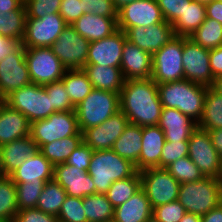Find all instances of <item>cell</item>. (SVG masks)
Here are the masks:
<instances>
[{"label":"cell","mask_w":222,"mask_h":222,"mask_svg":"<svg viewBox=\"0 0 222 222\" xmlns=\"http://www.w3.org/2000/svg\"><path fill=\"white\" fill-rule=\"evenodd\" d=\"M119 101L120 111L129 123L141 127L158 125L163 107L157 84L151 78L125 80Z\"/></svg>","instance_id":"1"},{"label":"cell","mask_w":222,"mask_h":222,"mask_svg":"<svg viewBox=\"0 0 222 222\" xmlns=\"http://www.w3.org/2000/svg\"><path fill=\"white\" fill-rule=\"evenodd\" d=\"M163 108H175L196 123L200 120L208 87L187 79L157 84Z\"/></svg>","instance_id":"2"},{"label":"cell","mask_w":222,"mask_h":222,"mask_svg":"<svg viewBox=\"0 0 222 222\" xmlns=\"http://www.w3.org/2000/svg\"><path fill=\"white\" fill-rule=\"evenodd\" d=\"M87 172L94 182L95 194H105L113 182L132 177L137 170L130 161L108 149L93 151Z\"/></svg>","instance_id":"3"},{"label":"cell","mask_w":222,"mask_h":222,"mask_svg":"<svg viewBox=\"0 0 222 222\" xmlns=\"http://www.w3.org/2000/svg\"><path fill=\"white\" fill-rule=\"evenodd\" d=\"M177 200L187 212L203 216L222 203V178L203 177L182 183Z\"/></svg>","instance_id":"4"},{"label":"cell","mask_w":222,"mask_h":222,"mask_svg":"<svg viewBox=\"0 0 222 222\" xmlns=\"http://www.w3.org/2000/svg\"><path fill=\"white\" fill-rule=\"evenodd\" d=\"M120 111L119 93L93 89L84 100L75 107L79 130L101 125Z\"/></svg>","instance_id":"5"},{"label":"cell","mask_w":222,"mask_h":222,"mask_svg":"<svg viewBox=\"0 0 222 222\" xmlns=\"http://www.w3.org/2000/svg\"><path fill=\"white\" fill-rule=\"evenodd\" d=\"M2 101L25 115L30 123L46 119L55 112L45 88L35 83L11 92Z\"/></svg>","instance_id":"6"},{"label":"cell","mask_w":222,"mask_h":222,"mask_svg":"<svg viewBox=\"0 0 222 222\" xmlns=\"http://www.w3.org/2000/svg\"><path fill=\"white\" fill-rule=\"evenodd\" d=\"M74 135H83L75 110L54 112L46 119L32 122L30 127V136L38 149L44 144Z\"/></svg>","instance_id":"7"},{"label":"cell","mask_w":222,"mask_h":222,"mask_svg":"<svg viewBox=\"0 0 222 222\" xmlns=\"http://www.w3.org/2000/svg\"><path fill=\"white\" fill-rule=\"evenodd\" d=\"M183 36H175L152 55V76L156 84L183 80Z\"/></svg>","instance_id":"8"},{"label":"cell","mask_w":222,"mask_h":222,"mask_svg":"<svg viewBox=\"0 0 222 222\" xmlns=\"http://www.w3.org/2000/svg\"><path fill=\"white\" fill-rule=\"evenodd\" d=\"M141 189L152 208L178 199L180 183L165 168H147L139 171Z\"/></svg>","instance_id":"9"},{"label":"cell","mask_w":222,"mask_h":222,"mask_svg":"<svg viewBox=\"0 0 222 222\" xmlns=\"http://www.w3.org/2000/svg\"><path fill=\"white\" fill-rule=\"evenodd\" d=\"M31 83L44 86L62 79L66 68L51 47L25 48Z\"/></svg>","instance_id":"10"},{"label":"cell","mask_w":222,"mask_h":222,"mask_svg":"<svg viewBox=\"0 0 222 222\" xmlns=\"http://www.w3.org/2000/svg\"><path fill=\"white\" fill-rule=\"evenodd\" d=\"M188 156L204 177L222 178V159L207 130L197 127L188 140Z\"/></svg>","instance_id":"11"},{"label":"cell","mask_w":222,"mask_h":222,"mask_svg":"<svg viewBox=\"0 0 222 222\" xmlns=\"http://www.w3.org/2000/svg\"><path fill=\"white\" fill-rule=\"evenodd\" d=\"M210 49L203 48L189 37H183L184 78L192 83L212 87L214 77L210 68Z\"/></svg>","instance_id":"12"},{"label":"cell","mask_w":222,"mask_h":222,"mask_svg":"<svg viewBox=\"0 0 222 222\" xmlns=\"http://www.w3.org/2000/svg\"><path fill=\"white\" fill-rule=\"evenodd\" d=\"M90 42L67 25L51 49L66 69H83L87 64Z\"/></svg>","instance_id":"13"},{"label":"cell","mask_w":222,"mask_h":222,"mask_svg":"<svg viewBox=\"0 0 222 222\" xmlns=\"http://www.w3.org/2000/svg\"><path fill=\"white\" fill-rule=\"evenodd\" d=\"M67 26L59 13L41 18H26L24 48L51 47Z\"/></svg>","instance_id":"14"},{"label":"cell","mask_w":222,"mask_h":222,"mask_svg":"<svg viewBox=\"0 0 222 222\" xmlns=\"http://www.w3.org/2000/svg\"><path fill=\"white\" fill-rule=\"evenodd\" d=\"M30 83L25 48L21 44L13 53L0 60V100Z\"/></svg>","instance_id":"15"},{"label":"cell","mask_w":222,"mask_h":222,"mask_svg":"<svg viewBox=\"0 0 222 222\" xmlns=\"http://www.w3.org/2000/svg\"><path fill=\"white\" fill-rule=\"evenodd\" d=\"M164 21L156 0H138L128 3L117 12L119 30L144 26L148 27Z\"/></svg>","instance_id":"16"},{"label":"cell","mask_w":222,"mask_h":222,"mask_svg":"<svg viewBox=\"0 0 222 222\" xmlns=\"http://www.w3.org/2000/svg\"><path fill=\"white\" fill-rule=\"evenodd\" d=\"M128 124V118L122 111H118L101 125L86 129L83 132V142L93 151L112 149Z\"/></svg>","instance_id":"17"},{"label":"cell","mask_w":222,"mask_h":222,"mask_svg":"<svg viewBox=\"0 0 222 222\" xmlns=\"http://www.w3.org/2000/svg\"><path fill=\"white\" fill-rule=\"evenodd\" d=\"M125 34L129 42L137 45L140 49L147 51L151 55L160 50L176 36L172 24L165 20L148 27L137 26L128 28Z\"/></svg>","instance_id":"18"},{"label":"cell","mask_w":222,"mask_h":222,"mask_svg":"<svg viewBox=\"0 0 222 222\" xmlns=\"http://www.w3.org/2000/svg\"><path fill=\"white\" fill-rule=\"evenodd\" d=\"M126 40L125 32L118 29L109 37L90 42L87 64L120 68Z\"/></svg>","instance_id":"19"},{"label":"cell","mask_w":222,"mask_h":222,"mask_svg":"<svg viewBox=\"0 0 222 222\" xmlns=\"http://www.w3.org/2000/svg\"><path fill=\"white\" fill-rule=\"evenodd\" d=\"M53 179L65 189L68 196L83 199L95 194V185L91 175L75 166L66 163L54 166Z\"/></svg>","instance_id":"20"},{"label":"cell","mask_w":222,"mask_h":222,"mask_svg":"<svg viewBox=\"0 0 222 222\" xmlns=\"http://www.w3.org/2000/svg\"><path fill=\"white\" fill-rule=\"evenodd\" d=\"M120 68L125 80L149 79L152 76V55L126 40Z\"/></svg>","instance_id":"21"},{"label":"cell","mask_w":222,"mask_h":222,"mask_svg":"<svg viewBox=\"0 0 222 222\" xmlns=\"http://www.w3.org/2000/svg\"><path fill=\"white\" fill-rule=\"evenodd\" d=\"M158 126L164 131L165 141H188L197 123L175 108H162Z\"/></svg>","instance_id":"22"},{"label":"cell","mask_w":222,"mask_h":222,"mask_svg":"<svg viewBox=\"0 0 222 222\" xmlns=\"http://www.w3.org/2000/svg\"><path fill=\"white\" fill-rule=\"evenodd\" d=\"M39 149L31 136L0 146V175H10Z\"/></svg>","instance_id":"23"},{"label":"cell","mask_w":222,"mask_h":222,"mask_svg":"<svg viewBox=\"0 0 222 222\" xmlns=\"http://www.w3.org/2000/svg\"><path fill=\"white\" fill-rule=\"evenodd\" d=\"M54 166L38 150L9 176L14 183H46L53 180Z\"/></svg>","instance_id":"24"},{"label":"cell","mask_w":222,"mask_h":222,"mask_svg":"<svg viewBox=\"0 0 222 222\" xmlns=\"http://www.w3.org/2000/svg\"><path fill=\"white\" fill-rule=\"evenodd\" d=\"M142 149L135 168H160V156L165 143L164 131L158 126L142 127Z\"/></svg>","instance_id":"25"},{"label":"cell","mask_w":222,"mask_h":222,"mask_svg":"<svg viewBox=\"0 0 222 222\" xmlns=\"http://www.w3.org/2000/svg\"><path fill=\"white\" fill-rule=\"evenodd\" d=\"M30 127L25 115L0 100V146L29 136Z\"/></svg>","instance_id":"26"},{"label":"cell","mask_w":222,"mask_h":222,"mask_svg":"<svg viewBox=\"0 0 222 222\" xmlns=\"http://www.w3.org/2000/svg\"><path fill=\"white\" fill-rule=\"evenodd\" d=\"M74 30L89 42L111 36L118 30L117 18L83 14L72 25Z\"/></svg>","instance_id":"27"},{"label":"cell","mask_w":222,"mask_h":222,"mask_svg":"<svg viewBox=\"0 0 222 222\" xmlns=\"http://www.w3.org/2000/svg\"><path fill=\"white\" fill-rule=\"evenodd\" d=\"M153 217V208L144 191L140 189L125 203L114 208L115 222H147Z\"/></svg>","instance_id":"28"},{"label":"cell","mask_w":222,"mask_h":222,"mask_svg":"<svg viewBox=\"0 0 222 222\" xmlns=\"http://www.w3.org/2000/svg\"><path fill=\"white\" fill-rule=\"evenodd\" d=\"M83 70L86 72L94 89L120 94L125 83L121 68L86 64Z\"/></svg>","instance_id":"29"},{"label":"cell","mask_w":222,"mask_h":222,"mask_svg":"<svg viewBox=\"0 0 222 222\" xmlns=\"http://www.w3.org/2000/svg\"><path fill=\"white\" fill-rule=\"evenodd\" d=\"M142 127L129 123L122 135L114 142L112 150L136 165L142 149Z\"/></svg>","instance_id":"30"},{"label":"cell","mask_w":222,"mask_h":222,"mask_svg":"<svg viewBox=\"0 0 222 222\" xmlns=\"http://www.w3.org/2000/svg\"><path fill=\"white\" fill-rule=\"evenodd\" d=\"M206 19V6L192 0L173 24L176 36L190 37Z\"/></svg>","instance_id":"31"},{"label":"cell","mask_w":222,"mask_h":222,"mask_svg":"<svg viewBox=\"0 0 222 222\" xmlns=\"http://www.w3.org/2000/svg\"><path fill=\"white\" fill-rule=\"evenodd\" d=\"M61 80L74 107L94 89L83 69H66Z\"/></svg>","instance_id":"32"},{"label":"cell","mask_w":222,"mask_h":222,"mask_svg":"<svg viewBox=\"0 0 222 222\" xmlns=\"http://www.w3.org/2000/svg\"><path fill=\"white\" fill-rule=\"evenodd\" d=\"M82 141L83 135L68 136L61 140L42 145L39 151L53 166H56L65 163Z\"/></svg>","instance_id":"33"},{"label":"cell","mask_w":222,"mask_h":222,"mask_svg":"<svg viewBox=\"0 0 222 222\" xmlns=\"http://www.w3.org/2000/svg\"><path fill=\"white\" fill-rule=\"evenodd\" d=\"M197 126L204 130L222 128V95L209 87L205 95L204 107Z\"/></svg>","instance_id":"34"},{"label":"cell","mask_w":222,"mask_h":222,"mask_svg":"<svg viewBox=\"0 0 222 222\" xmlns=\"http://www.w3.org/2000/svg\"><path fill=\"white\" fill-rule=\"evenodd\" d=\"M27 12L23 2L16 10L0 12V34L22 42L25 35Z\"/></svg>","instance_id":"35"},{"label":"cell","mask_w":222,"mask_h":222,"mask_svg":"<svg viewBox=\"0 0 222 222\" xmlns=\"http://www.w3.org/2000/svg\"><path fill=\"white\" fill-rule=\"evenodd\" d=\"M87 222H108L113 220L114 207L106 194H93L83 198Z\"/></svg>","instance_id":"36"},{"label":"cell","mask_w":222,"mask_h":222,"mask_svg":"<svg viewBox=\"0 0 222 222\" xmlns=\"http://www.w3.org/2000/svg\"><path fill=\"white\" fill-rule=\"evenodd\" d=\"M67 194L64 188L54 179L44 184L36 208L44 213L58 216Z\"/></svg>","instance_id":"37"},{"label":"cell","mask_w":222,"mask_h":222,"mask_svg":"<svg viewBox=\"0 0 222 222\" xmlns=\"http://www.w3.org/2000/svg\"><path fill=\"white\" fill-rule=\"evenodd\" d=\"M140 189L141 176L139 171H137L132 177L113 182L105 194L112 206L115 208L125 203Z\"/></svg>","instance_id":"38"},{"label":"cell","mask_w":222,"mask_h":222,"mask_svg":"<svg viewBox=\"0 0 222 222\" xmlns=\"http://www.w3.org/2000/svg\"><path fill=\"white\" fill-rule=\"evenodd\" d=\"M16 186L8 175H0V222H12L18 212Z\"/></svg>","instance_id":"39"},{"label":"cell","mask_w":222,"mask_h":222,"mask_svg":"<svg viewBox=\"0 0 222 222\" xmlns=\"http://www.w3.org/2000/svg\"><path fill=\"white\" fill-rule=\"evenodd\" d=\"M189 38L203 48H217L222 45V24L214 19L206 18Z\"/></svg>","instance_id":"40"},{"label":"cell","mask_w":222,"mask_h":222,"mask_svg":"<svg viewBox=\"0 0 222 222\" xmlns=\"http://www.w3.org/2000/svg\"><path fill=\"white\" fill-rule=\"evenodd\" d=\"M180 184L201 180L204 175L189 156L180 158L165 168Z\"/></svg>","instance_id":"41"},{"label":"cell","mask_w":222,"mask_h":222,"mask_svg":"<svg viewBox=\"0 0 222 222\" xmlns=\"http://www.w3.org/2000/svg\"><path fill=\"white\" fill-rule=\"evenodd\" d=\"M18 210L36 208L45 183H14Z\"/></svg>","instance_id":"42"},{"label":"cell","mask_w":222,"mask_h":222,"mask_svg":"<svg viewBox=\"0 0 222 222\" xmlns=\"http://www.w3.org/2000/svg\"><path fill=\"white\" fill-rule=\"evenodd\" d=\"M43 87L48 94V98H50L51 109L55 112L75 110L62 80L46 84Z\"/></svg>","instance_id":"43"},{"label":"cell","mask_w":222,"mask_h":222,"mask_svg":"<svg viewBox=\"0 0 222 222\" xmlns=\"http://www.w3.org/2000/svg\"><path fill=\"white\" fill-rule=\"evenodd\" d=\"M57 217L59 222H87L83 199L67 195Z\"/></svg>","instance_id":"44"},{"label":"cell","mask_w":222,"mask_h":222,"mask_svg":"<svg viewBox=\"0 0 222 222\" xmlns=\"http://www.w3.org/2000/svg\"><path fill=\"white\" fill-rule=\"evenodd\" d=\"M62 0H24L27 18H41L59 13Z\"/></svg>","instance_id":"45"},{"label":"cell","mask_w":222,"mask_h":222,"mask_svg":"<svg viewBox=\"0 0 222 222\" xmlns=\"http://www.w3.org/2000/svg\"><path fill=\"white\" fill-rule=\"evenodd\" d=\"M186 213L178 200L153 208V217L159 222H180Z\"/></svg>","instance_id":"46"},{"label":"cell","mask_w":222,"mask_h":222,"mask_svg":"<svg viewBox=\"0 0 222 222\" xmlns=\"http://www.w3.org/2000/svg\"><path fill=\"white\" fill-rule=\"evenodd\" d=\"M188 141H165L160 156V168H166L176 160L188 156Z\"/></svg>","instance_id":"47"},{"label":"cell","mask_w":222,"mask_h":222,"mask_svg":"<svg viewBox=\"0 0 222 222\" xmlns=\"http://www.w3.org/2000/svg\"><path fill=\"white\" fill-rule=\"evenodd\" d=\"M165 21L173 24L192 0H156Z\"/></svg>","instance_id":"48"},{"label":"cell","mask_w":222,"mask_h":222,"mask_svg":"<svg viewBox=\"0 0 222 222\" xmlns=\"http://www.w3.org/2000/svg\"><path fill=\"white\" fill-rule=\"evenodd\" d=\"M84 14L117 18L112 0H80Z\"/></svg>","instance_id":"49"},{"label":"cell","mask_w":222,"mask_h":222,"mask_svg":"<svg viewBox=\"0 0 222 222\" xmlns=\"http://www.w3.org/2000/svg\"><path fill=\"white\" fill-rule=\"evenodd\" d=\"M92 155L93 150L82 141L65 163L80 170L88 171Z\"/></svg>","instance_id":"50"},{"label":"cell","mask_w":222,"mask_h":222,"mask_svg":"<svg viewBox=\"0 0 222 222\" xmlns=\"http://www.w3.org/2000/svg\"><path fill=\"white\" fill-rule=\"evenodd\" d=\"M12 222H59L58 217L37 208L18 210Z\"/></svg>","instance_id":"51"},{"label":"cell","mask_w":222,"mask_h":222,"mask_svg":"<svg viewBox=\"0 0 222 222\" xmlns=\"http://www.w3.org/2000/svg\"><path fill=\"white\" fill-rule=\"evenodd\" d=\"M59 14L67 25H72L84 14L80 0H62Z\"/></svg>","instance_id":"52"},{"label":"cell","mask_w":222,"mask_h":222,"mask_svg":"<svg viewBox=\"0 0 222 222\" xmlns=\"http://www.w3.org/2000/svg\"><path fill=\"white\" fill-rule=\"evenodd\" d=\"M210 68L214 79L222 76V45L217 48L210 49Z\"/></svg>","instance_id":"53"},{"label":"cell","mask_w":222,"mask_h":222,"mask_svg":"<svg viewBox=\"0 0 222 222\" xmlns=\"http://www.w3.org/2000/svg\"><path fill=\"white\" fill-rule=\"evenodd\" d=\"M22 44L19 40H13L0 34V60L13 53Z\"/></svg>","instance_id":"54"},{"label":"cell","mask_w":222,"mask_h":222,"mask_svg":"<svg viewBox=\"0 0 222 222\" xmlns=\"http://www.w3.org/2000/svg\"><path fill=\"white\" fill-rule=\"evenodd\" d=\"M206 6V18H211L222 24V1L213 0Z\"/></svg>","instance_id":"55"},{"label":"cell","mask_w":222,"mask_h":222,"mask_svg":"<svg viewBox=\"0 0 222 222\" xmlns=\"http://www.w3.org/2000/svg\"><path fill=\"white\" fill-rule=\"evenodd\" d=\"M201 222H222V203L201 216Z\"/></svg>","instance_id":"56"},{"label":"cell","mask_w":222,"mask_h":222,"mask_svg":"<svg viewBox=\"0 0 222 222\" xmlns=\"http://www.w3.org/2000/svg\"><path fill=\"white\" fill-rule=\"evenodd\" d=\"M210 134L212 145L222 159V128L208 130Z\"/></svg>","instance_id":"57"},{"label":"cell","mask_w":222,"mask_h":222,"mask_svg":"<svg viewBox=\"0 0 222 222\" xmlns=\"http://www.w3.org/2000/svg\"><path fill=\"white\" fill-rule=\"evenodd\" d=\"M24 0H0V12H11L16 10Z\"/></svg>","instance_id":"58"},{"label":"cell","mask_w":222,"mask_h":222,"mask_svg":"<svg viewBox=\"0 0 222 222\" xmlns=\"http://www.w3.org/2000/svg\"><path fill=\"white\" fill-rule=\"evenodd\" d=\"M180 222H201V216L187 212Z\"/></svg>","instance_id":"59"},{"label":"cell","mask_w":222,"mask_h":222,"mask_svg":"<svg viewBox=\"0 0 222 222\" xmlns=\"http://www.w3.org/2000/svg\"><path fill=\"white\" fill-rule=\"evenodd\" d=\"M133 1L138 0H112L114 9L118 12L120 9H122L124 6H126L128 3H131Z\"/></svg>","instance_id":"60"},{"label":"cell","mask_w":222,"mask_h":222,"mask_svg":"<svg viewBox=\"0 0 222 222\" xmlns=\"http://www.w3.org/2000/svg\"><path fill=\"white\" fill-rule=\"evenodd\" d=\"M212 88L218 92L220 95H222V76L215 79L214 84Z\"/></svg>","instance_id":"61"},{"label":"cell","mask_w":222,"mask_h":222,"mask_svg":"<svg viewBox=\"0 0 222 222\" xmlns=\"http://www.w3.org/2000/svg\"><path fill=\"white\" fill-rule=\"evenodd\" d=\"M194 1H197L199 3H202V4H208V3H211L213 0H194Z\"/></svg>","instance_id":"62"},{"label":"cell","mask_w":222,"mask_h":222,"mask_svg":"<svg viewBox=\"0 0 222 222\" xmlns=\"http://www.w3.org/2000/svg\"><path fill=\"white\" fill-rule=\"evenodd\" d=\"M147 222H159L154 217H151Z\"/></svg>","instance_id":"63"}]
</instances>
